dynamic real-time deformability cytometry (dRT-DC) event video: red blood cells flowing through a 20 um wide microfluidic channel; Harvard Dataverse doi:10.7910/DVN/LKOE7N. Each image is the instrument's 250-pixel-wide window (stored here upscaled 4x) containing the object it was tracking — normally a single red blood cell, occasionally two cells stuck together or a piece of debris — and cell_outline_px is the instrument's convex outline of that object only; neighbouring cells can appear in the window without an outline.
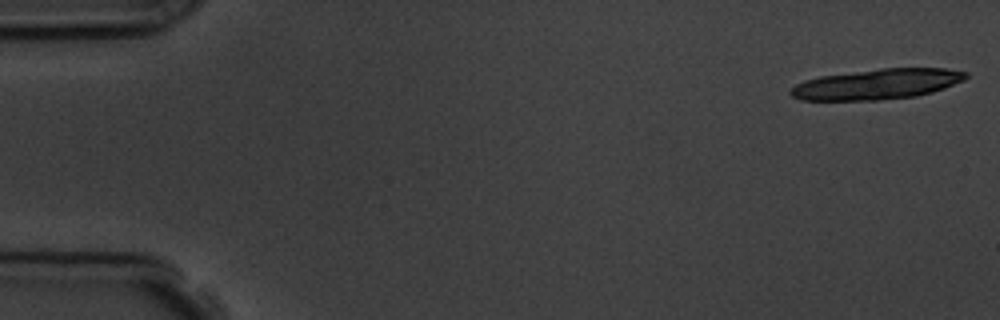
{"species": "common noctule bat (a hibernating species)", "species_latin": "Nyctalus noctula", "temperature_condition": "room temperature", "stored_images_in_passage": 11, "camera_frame_rate_fps": 3000, "um_per_image_px": 0.085, "animal": {"sex": "male", "body_mass_g": 19.5, "forearm_length_mm": 54.6}, "frame": {"image": 1, "passage_image": 1, "time_ms": 0.0, "image_size_px": [1000, 320], "cell_outline_px": [[968, 76], [964, 80], [944, 88], [932, 92], [916, 96], [876, 100], [800, 100], [792, 96], [788, 92], [796, 84], [804, 80], [820, 76], [880, 68], [944, 68], [968, 72]], "centroid_in_image_um": [74.55, 7.15], "position_along_channel_um": 10.5, "area_um2": 31.04}}
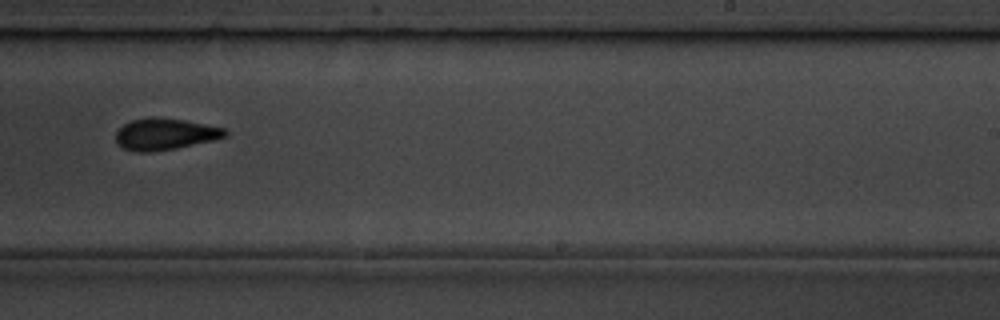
{"frame": {"image": 2, "passage_image": 11, "time_ms": 11.0, "image_size_px": [1000, 320], "cell_outline_px": [[228, 136], [212, 140], [176, 148], [148, 152], [136, 152], [124, 148], [116, 140], [116, 132], [124, 124], [132, 120], [148, 116], [156, 116], [184, 120], [224, 128], [228, 132]], "centroid_in_image_um": [14.02, 11.38], "position_along_channel_um": 275.0, "area_um2": 20.0}}